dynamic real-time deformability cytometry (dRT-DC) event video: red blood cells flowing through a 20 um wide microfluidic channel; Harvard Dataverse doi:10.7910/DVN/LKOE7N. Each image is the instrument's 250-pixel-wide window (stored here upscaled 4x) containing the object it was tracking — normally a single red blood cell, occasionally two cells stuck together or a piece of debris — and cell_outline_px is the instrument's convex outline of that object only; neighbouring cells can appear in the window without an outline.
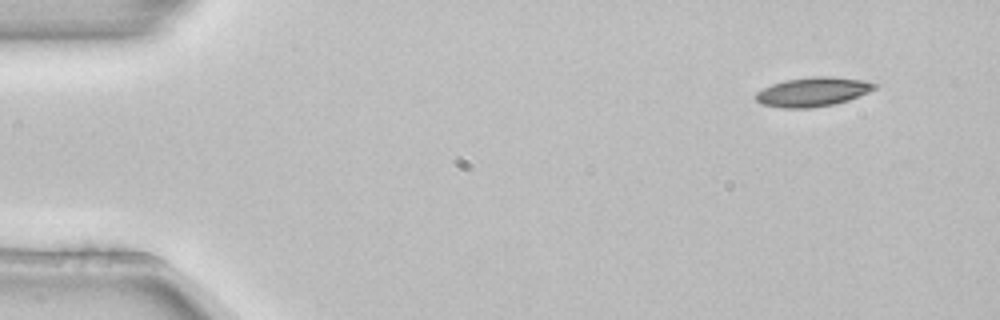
{"species": "common noctule bat (a hibernating species)", "species_latin": "Nyctalus noctula", "temperature_condition": "room temperature", "stored_images_in_passage": 4, "camera_frame_rate_fps": 3000, "um_per_image_px": 0.085, "animal": {"sex": "female", "body_mass_g": 22.7, "forearm_length_mm": 54.2}, "frame": {"image": 1, "passage_image": 1, "time_ms": 0.0, "image_size_px": [1000, 320], "cell_outline_px": [[880, 84], [876, 88], [868, 92], [848, 100], [836, 104], [812, 108], [780, 108], [760, 104], [756, 100], [756, 92], [772, 84], [784, 80], [816, 76], [832, 76], [864, 80]], "centroid_in_image_um": [69.1, 7.81], "position_along_channel_um": 15.9, "area_um2": 20.4}}
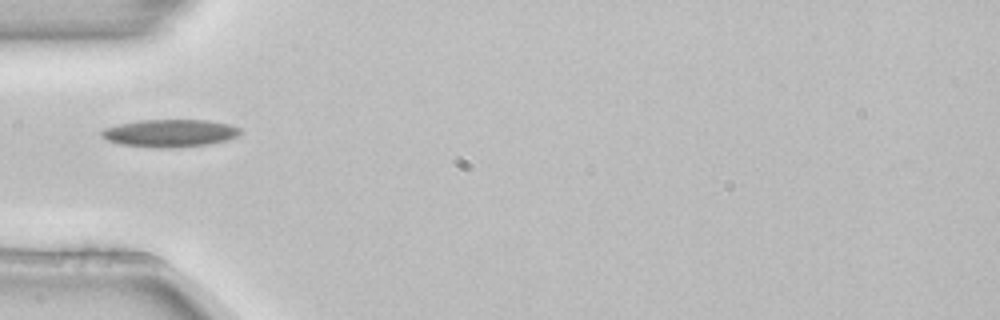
{"frame": {"image": 2, "passage_image": 4, "time_ms": 1.0, "image_size_px": [1000, 320], "cell_outline_px": [[244, 132], [236, 136], [224, 140], [208, 144], [176, 148], [160, 148], [120, 144], [108, 140], [100, 136], [100, 132], [104, 128], [120, 124], [140, 120], [208, 120], [228, 124], [240, 128]], "centroid_in_image_um": [14.44, 11.32], "position_along_channel_um": 70.6, "area_um2": 22.25}}